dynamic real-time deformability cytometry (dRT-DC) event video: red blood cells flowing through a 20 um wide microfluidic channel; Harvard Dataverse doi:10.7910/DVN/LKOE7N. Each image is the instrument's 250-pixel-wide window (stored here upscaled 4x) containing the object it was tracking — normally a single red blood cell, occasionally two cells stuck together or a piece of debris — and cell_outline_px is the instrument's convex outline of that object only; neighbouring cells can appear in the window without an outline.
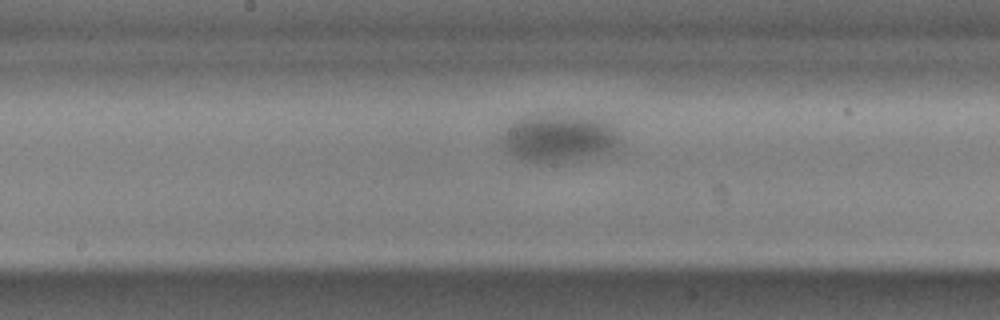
{"species": "common noctule bat (a hibernating species)", "species_latin": "Nyctalus noctula", "temperature_condition": "cold", "stored_images_in_passage": 36, "camera_frame_rate_fps": 3000, "um_per_image_px": 0.085, "animal": {"sex": "male", "body_mass_g": 17.9, "forearm_length_mm": 54.2}, "frame": {"image": 1, "passage_image": 18, "time_ms": 5.667, "image_size_px": [1000, 320], "cell_outline_px": [[620, 136], [616, 144], [604, 152], [580, 160], [552, 164], [520, 160], [512, 156], [504, 148], [500, 140], [500, 136], [504, 128], [508, 124], [520, 116], [532, 112], [572, 112], [600, 116], [608, 120], [616, 128]], "centroid_in_image_um": [47.44, 11.63], "position_along_channel_um": 200.8, "area_um2": 35.26}}
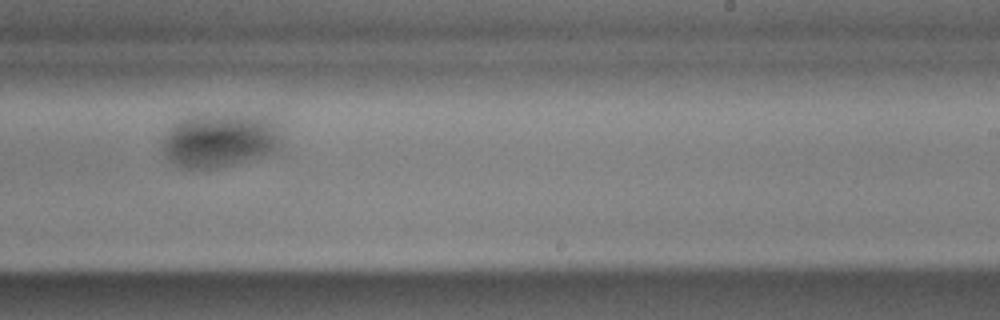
{"frame": {"image": 2, "passage_image": 24, "time_ms": 7.667, "image_size_px": [1000, 320], "cell_outline_px": [[276, 144], [272, 148], [260, 156], [208, 168], [180, 168], [168, 160], [164, 156], [160, 144], [160, 140], [168, 128], [172, 124], [188, 116], [208, 112], [252, 116], [268, 120], [272, 124], [276, 140]], "centroid_in_image_um": [18.4, 11.88], "position_along_channel_um": 270.6, "area_um2": 36.41}}
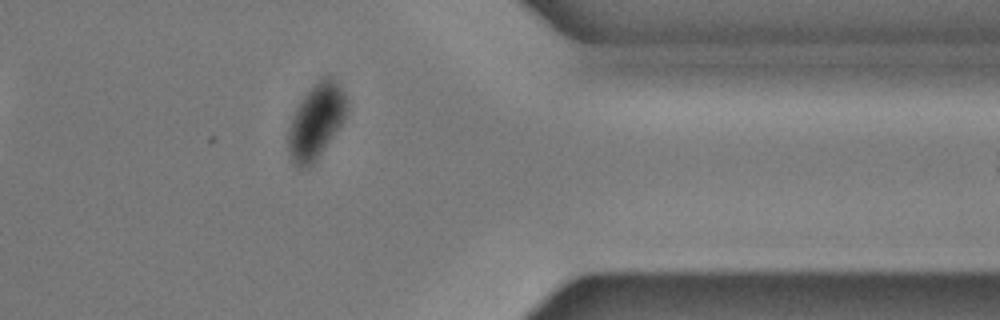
{"frame": {"image": 3, "passage_image": 35, "time_ms": 11.333, "image_size_px": [1000, 320], "cell_outline_px": [[348, 108], [344, 120], [320, 152], [308, 164], [296, 164], [292, 160], [288, 148], [288, 128], [292, 116], [300, 100], [308, 88], [320, 76], [332, 76], [336, 80], [344, 92], [348, 100]], "centroid_in_image_um": [26.89, 10.13], "position_along_channel_um": 384.5, "area_um2": 25.03}}